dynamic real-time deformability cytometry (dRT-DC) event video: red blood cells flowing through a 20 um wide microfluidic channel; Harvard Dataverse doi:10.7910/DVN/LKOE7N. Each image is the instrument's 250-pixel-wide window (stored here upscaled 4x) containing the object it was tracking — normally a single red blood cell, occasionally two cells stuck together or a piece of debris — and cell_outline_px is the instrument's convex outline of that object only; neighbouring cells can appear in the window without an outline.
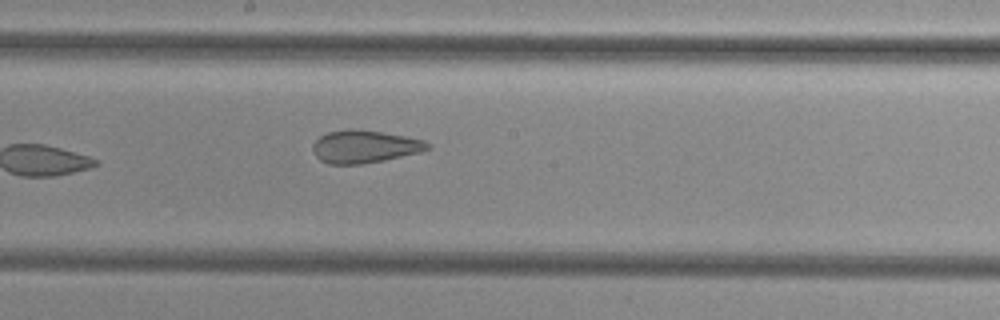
{"species": "common noctule bat (a hibernating species)", "species_latin": "Nyctalus noctula", "temperature_condition": "cold", "stored_images_in_passage": 7, "camera_frame_rate_fps": 3000, "um_per_image_px": 0.085, "animal": {"sex": "female", "body_mass_g": 29.2, "forearm_length_mm": 56.3}, "frame": {"image": 1, "passage_image": 7, "time_ms": 7.333, "image_size_px": [1000, 320], "cell_outline_px": [[432, 148], [420, 152], [384, 160], [360, 164], [328, 164], [320, 160], [316, 156], [312, 148], [312, 144], [320, 136], [328, 132], [380, 132], [404, 136], [424, 140], [432, 144]], "centroid_in_image_um": [31.03, 12.51], "position_along_channel_um": 217.2, "area_um2": 21.1}}